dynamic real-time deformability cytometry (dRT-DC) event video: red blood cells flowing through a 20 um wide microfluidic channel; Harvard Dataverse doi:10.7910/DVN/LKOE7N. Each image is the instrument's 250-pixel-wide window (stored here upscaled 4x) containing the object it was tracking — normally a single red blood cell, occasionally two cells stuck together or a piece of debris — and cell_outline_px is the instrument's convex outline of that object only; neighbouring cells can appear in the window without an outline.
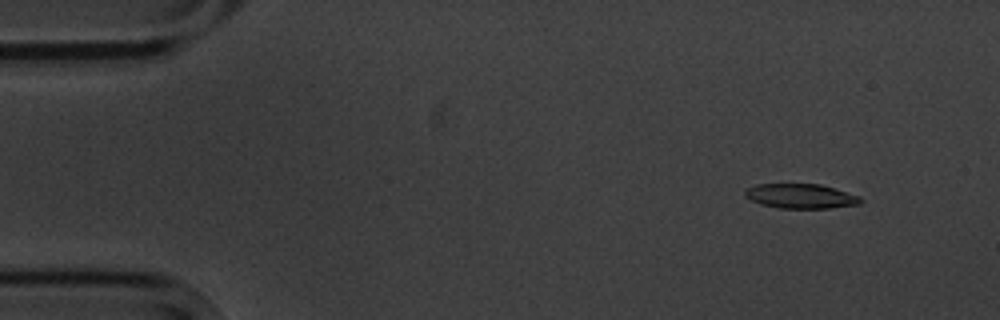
{"species": "common noctule bat (a hibernating species)", "species_latin": "Nyctalus noctula", "temperature_condition": "cold", "stored_images_in_passage": 5, "camera_frame_rate_fps": 3000, "um_per_image_px": 0.085, "animal": {"sex": "male", "body_mass_g": 20.1, "forearm_length_mm": 53.5}, "frame": {"image": 1, "passage_image": 2, "time_ms": 1.333, "image_size_px": [1000, 320], "cell_outline_px": [[864, 200], [860, 204], [828, 208], [780, 208], [760, 204], [744, 196], [744, 192], [748, 188], [756, 184], [820, 184], [860, 196]], "centroid_in_image_um": [68.07, 16.67], "position_along_channel_um": 16.9, "area_um2": 16.53}}